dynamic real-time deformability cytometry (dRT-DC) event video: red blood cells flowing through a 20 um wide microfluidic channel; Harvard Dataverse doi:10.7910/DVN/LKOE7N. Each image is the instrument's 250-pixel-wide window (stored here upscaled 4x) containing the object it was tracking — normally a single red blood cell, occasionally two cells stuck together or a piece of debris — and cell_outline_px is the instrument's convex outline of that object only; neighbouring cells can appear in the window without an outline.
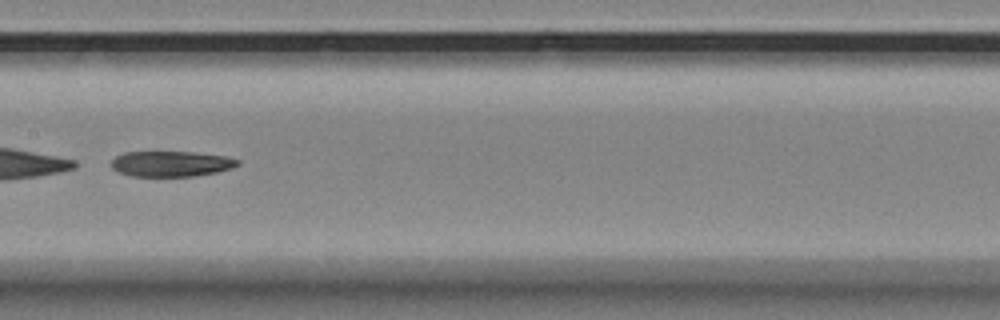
{"species": "Egyptian fruit bat (a non-hibernating species)", "species_latin": "Rousettus aegyptiacus", "temperature_condition": "room temperature", "stored_images_in_passage": 39, "camera_frame_rate_fps": 3000, "um_per_image_px": 0.085, "animal": {"sex": "female"}, "frame": {"image": 1, "passage_image": 16, "time_ms": 5.0, "image_size_px": [1000, 320], "cell_outline_px": [[240, 164], [232, 168], [216, 172], [192, 176], [132, 176], [120, 172], [112, 168], [112, 160], [116, 156], [124, 152], [192, 152], [224, 156], [240, 160]], "centroid_in_image_um": [14.55, 13.92], "position_along_channel_um": 192.8, "area_um2": 18.61}}
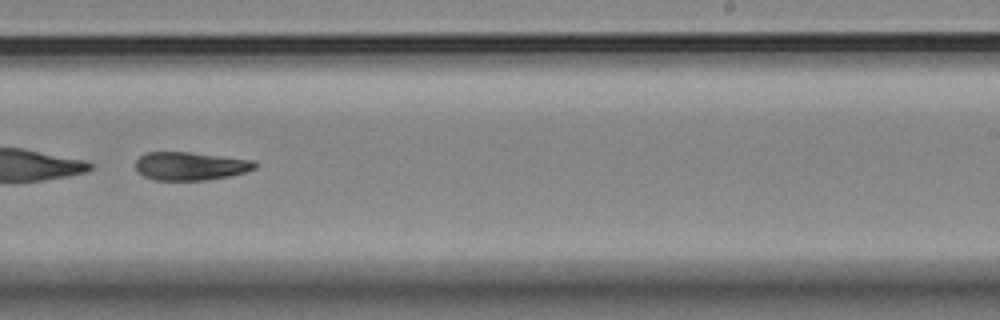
{"frame": {"image": 2, "passage_image": 23, "time_ms": 7.333, "image_size_px": [1000, 320], "cell_outline_px": [[256, 168], [244, 172], [228, 176], [204, 180], [156, 180], [144, 176], [136, 168], [136, 160], [140, 156], [148, 152], [188, 152], [252, 160], [256, 164]], "centroid_in_image_um": [16.16, 14.11], "position_along_channel_um": 272.8, "area_um2": 19.31}}
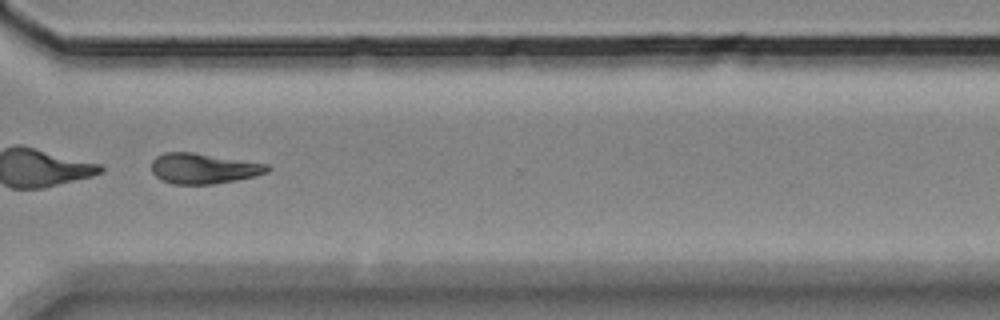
{"frame": {"image": 3, "passage_image": 30, "time_ms": 9.667, "image_size_px": [1000, 320], "cell_outline_px": [[272, 168], [268, 172], [236, 180], [212, 184], [172, 184], [160, 180], [152, 172], [152, 160], [156, 156], [164, 152], [192, 152], [268, 164]], "centroid_in_image_um": [17.27, 14.32], "position_along_channel_um": 353.3, "area_um2": 20.52}, "authors_computed_cell_mechanics": {"area_um2": 19.7098, "velocity_mm_per_s": 3.4387, "shape_relaxation_time_tau1_ms": 2.4569, "shape_relaxation_time_tau2_ms": null, "deformation_change_tau1": 0.2676, "deformation_change_tau2": null}}